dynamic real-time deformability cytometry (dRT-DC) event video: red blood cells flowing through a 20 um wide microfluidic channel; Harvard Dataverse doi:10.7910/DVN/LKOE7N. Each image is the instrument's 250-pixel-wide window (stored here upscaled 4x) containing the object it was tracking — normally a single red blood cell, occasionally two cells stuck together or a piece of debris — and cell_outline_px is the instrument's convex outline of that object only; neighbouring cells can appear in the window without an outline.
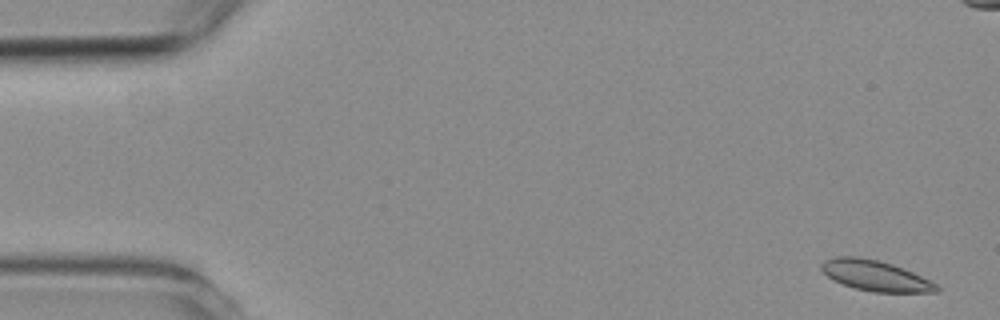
{"species": "common noctule bat (a hibernating species)", "species_latin": "Nyctalus noctula", "temperature_condition": "room temperature", "stored_images_in_passage": 7, "camera_frame_rate_fps": 3000, "um_per_image_px": 0.085, "animal": {"sex": "female", "body_mass_g": 19.3, "forearm_length_mm": 54.1}, "frame": {"image": 1, "passage_image": 1, "time_ms": 0.0, "image_size_px": [1000, 320], "cell_outline_px": [[940, 288], [936, 292], [872, 292], [856, 288], [844, 284], [828, 276], [820, 268], [820, 264], [824, 260], [836, 256], [860, 256], [892, 264], [912, 272], [936, 284]], "centroid_in_image_um": [74.38, 23.42], "position_along_channel_um": 10.6, "area_um2": 20.17}}
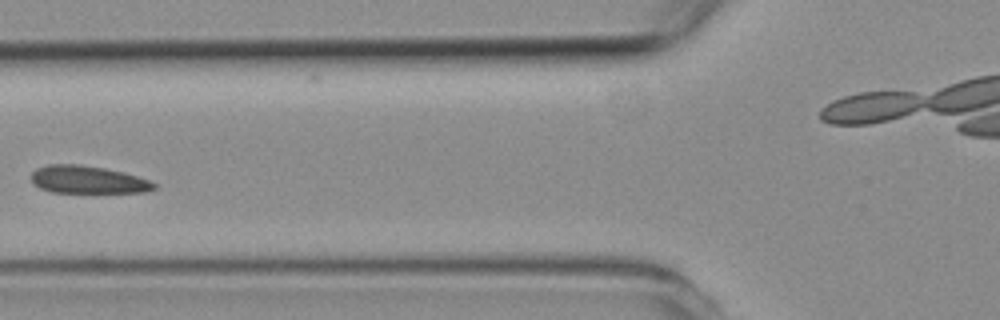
{"frame": {"image": 2, "passage_image": 6, "time_ms": 6.0, "image_size_px": [1000, 320], "cell_outline_px": [[156, 188], [144, 192], [52, 192], [40, 188], [32, 184], [32, 172], [36, 168], [48, 164], [80, 164], [104, 168], [124, 172], [148, 180], [156, 184]], "centroid_in_image_um": [7.43, 15.26], "position_along_channel_um": 118.4, "area_um2": 19.71}}